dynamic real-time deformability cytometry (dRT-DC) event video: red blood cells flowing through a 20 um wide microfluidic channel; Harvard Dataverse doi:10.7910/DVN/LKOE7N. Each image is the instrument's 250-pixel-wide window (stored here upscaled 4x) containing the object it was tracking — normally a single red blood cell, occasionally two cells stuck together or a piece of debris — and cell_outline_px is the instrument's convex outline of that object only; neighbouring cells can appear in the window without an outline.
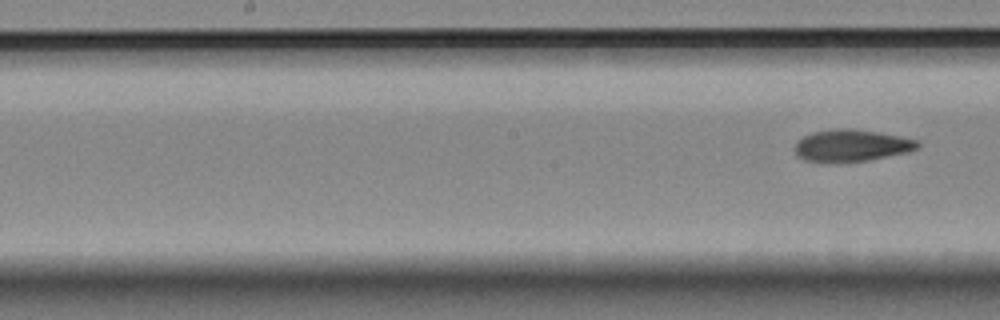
{"species": "Egyptian fruit bat (a non-hibernating species)", "species_latin": "Rousettus aegyptiacus", "temperature_condition": "room temperature", "stored_images_in_passage": 9, "segment_of_instrument_passage": [2, 2], "camera_frame_rate_fps": 3000, "um_per_image_px": 0.085, "animal": {"sex": "female"}, "frame": {"image": 1, "passage_image": 9, "time_ms": 2.667, "image_size_px": [1000, 320], "cell_outline_px": [[920, 148], [908, 152], [868, 160], [808, 160], [800, 156], [796, 152], [796, 140], [812, 132], [832, 128], [848, 128], [876, 132], [900, 136], [916, 140], [920, 144]], "centroid_in_image_um": [72.43, 12.32], "position_along_channel_um": 175.8, "area_um2": 22.14}}